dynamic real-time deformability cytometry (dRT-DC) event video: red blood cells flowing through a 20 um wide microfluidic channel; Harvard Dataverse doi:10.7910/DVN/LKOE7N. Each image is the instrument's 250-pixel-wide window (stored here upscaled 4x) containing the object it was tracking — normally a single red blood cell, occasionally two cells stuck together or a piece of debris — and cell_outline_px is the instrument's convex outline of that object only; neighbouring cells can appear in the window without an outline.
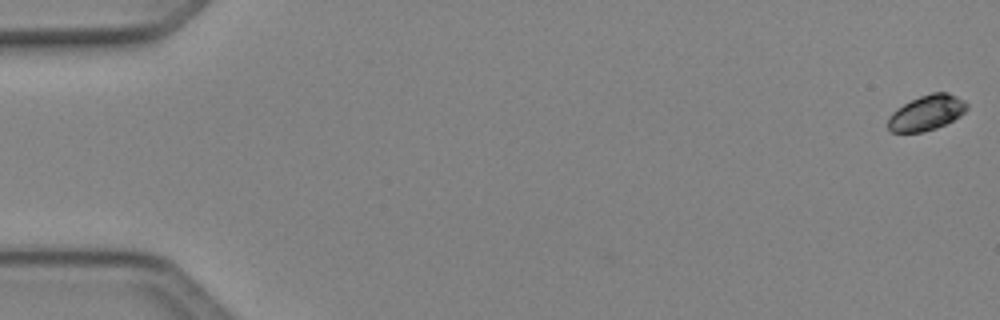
{"species": "Egyptian fruit bat (a non-hibernating species)", "species_latin": "Rousettus aegyptiacus", "temperature_condition": "cold", "stored_images_in_passage": 38, "camera_frame_rate_fps": 3000, "um_per_image_px": 0.085, "animal": {"sex": "female"}, "frame": {"image": 1, "passage_image": 1, "time_ms": 0.0, "image_size_px": [1000, 320], "cell_outline_px": [[968, 108], [960, 116], [936, 128], [920, 132], [892, 132], [888, 128], [888, 120], [892, 112], [896, 108], [920, 96], [932, 92], [948, 92], [964, 100], [968, 104]], "centroid_in_image_um": [78.77, 9.57], "position_along_channel_um": 6.2, "area_um2": 16.07}}
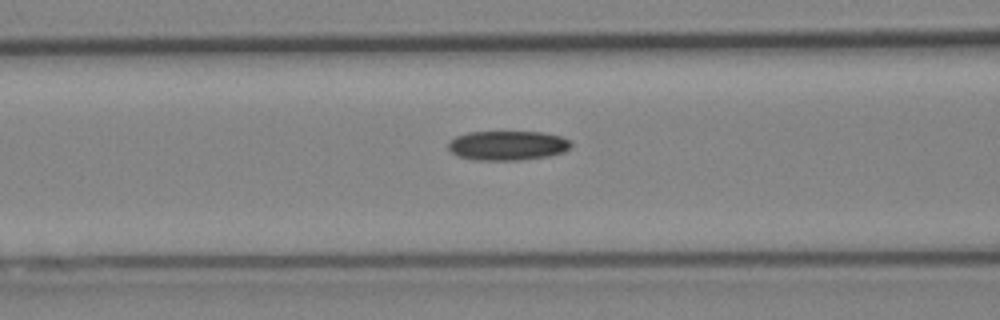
{"frame": {"image": 2, "passage_image": 19, "time_ms": 6.0, "image_size_px": [1000, 320], "cell_outline_px": [[572, 148], [564, 152], [548, 156], [516, 160], [476, 160], [456, 156], [448, 148], [448, 140], [456, 136], [468, 132], [544, 132], [564, 136], [572, 140]], "centroid_in_image_um": [43.18, 12.36], "position_along_channel_um": 123.4, "area_um2": 21.44}}
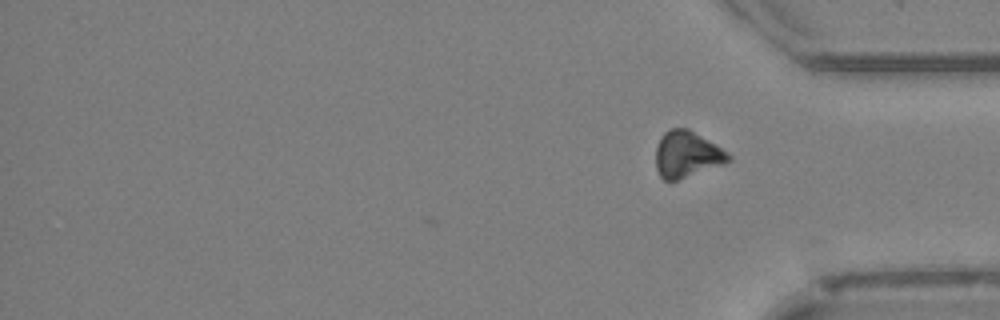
{"frame": {"image": 3, "passage_image": 38, "time_ms": 12.333, "image_size_px": [1000, 320], "cell_outline_px": [[732, 160], [724, 164], [676, 180], [664, 180], [660, 176], [656, 168], [656, 148], [660, 136], [668, 128], [688, 128], [728, 152], [732, 156]], "centroid_in_image_um": [58.38, 13.11], "position_along_channel_um": 376.8, "area_um2": 19.59}}